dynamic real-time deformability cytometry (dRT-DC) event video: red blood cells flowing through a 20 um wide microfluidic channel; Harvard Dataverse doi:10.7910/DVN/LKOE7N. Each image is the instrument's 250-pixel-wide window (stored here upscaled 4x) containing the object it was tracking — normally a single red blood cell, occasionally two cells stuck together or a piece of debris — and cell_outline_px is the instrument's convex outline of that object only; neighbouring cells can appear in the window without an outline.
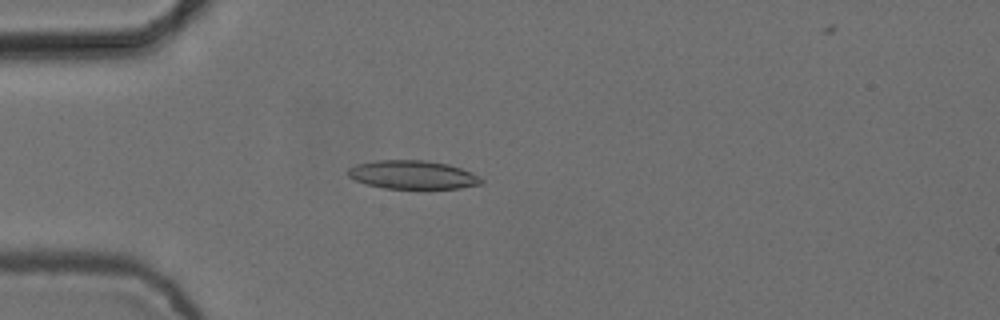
{"species": "common noctule bat (a hibernating species)", "species_latin": "Nyctalus noctula", "temperature_condition": "cold", "stored_images_in_passage": 4, "camera_frame_rate_fps": 3000, "um_per_image_px": 0.085, "animal": {"sex": "female", "body_mass_g": 24.6, "forearm_length_mm": 56.2}, "frame": {"image": 1, "passage_image": 4, "time_ms": 1.0, "image_size_px": [1000, 320], "cell_outline_px": [[484, 184], [460, 188], [384, 188], [368, 184], [356, 180], [348, 176], [348, 168], [356, 164], [376, 160], [424, 160], [448, 164], [472, 172], [484, 180]], "centroid_in_image_um": [35.1, 14.85], "position_along_channel_um": 49.9, "area_um2": 22.08}}